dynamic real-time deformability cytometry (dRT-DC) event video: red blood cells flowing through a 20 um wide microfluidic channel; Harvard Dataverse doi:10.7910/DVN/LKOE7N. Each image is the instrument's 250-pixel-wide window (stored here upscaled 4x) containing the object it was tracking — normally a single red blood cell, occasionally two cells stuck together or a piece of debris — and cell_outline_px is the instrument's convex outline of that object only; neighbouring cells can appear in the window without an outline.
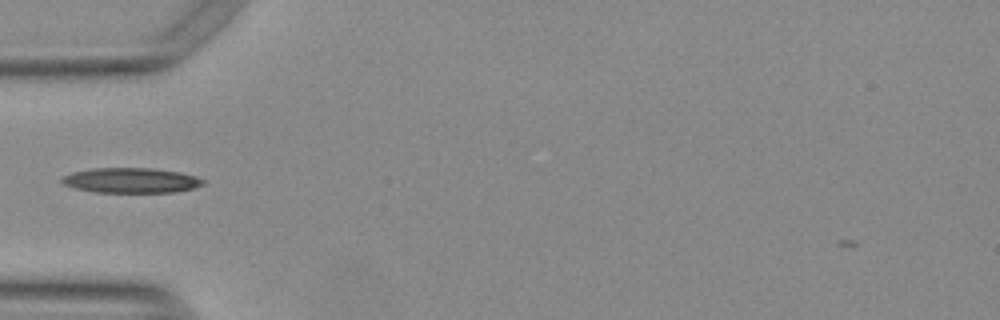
{"species": "Egyptian fruit bat (a non-hibernating species)", "species_latin": "Rousettus aegyptiacus", "temperature_condition": "warm", "stored_images_in_passage": 38, "camera_frame_rate_fps": 3000, "um_per_image_px": 0.085, "animal": {"sex": "female"}, "frame": {"image": 1, "passage_image": 1, "time_ms": 0.0, "image_size_px": [1000, 320], "cell_outline_px": [[204, 184], [192, 188], [176, 192], [96, 192], [76, 188], [64, 184], [60, 180], [64, 176], [72, 172], [92, 168], [152, 168], [180, 172], [196, 176], [204, 180]], "centroid_in_image_um": [11.15, 15.32], "position_along_channel_um": 73.8, "area_um2": 20.52}}
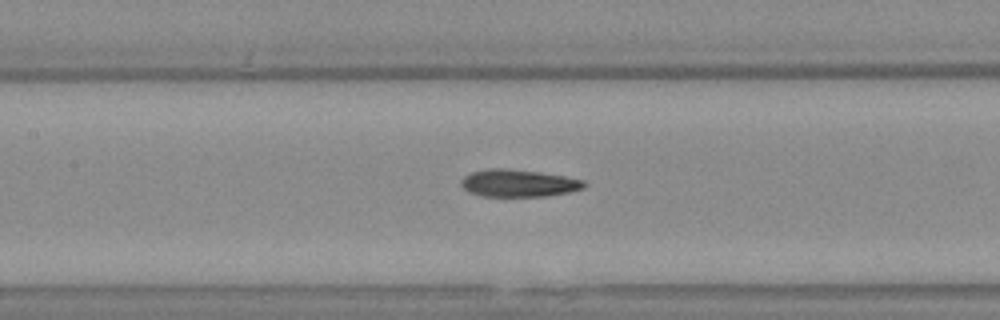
{"frame": {"image": 2, "passage_image": 8, "time_ms": 2.333, "image_size_px": [1000, 320], "cell_outline_px": [[588, 184], [584, 188], [568, 192], [548, 196], [480, 196], [468, 192], [460, 184], [460, 180], [464, 176], [472, 172], [488, 168], [508, 168], [540, 172], [564, 176], [584, 180]], "centroid_in_image_um": [44.06, 15.56], "position_along_channel_um": 163.3, "area_um2": 19.77}}
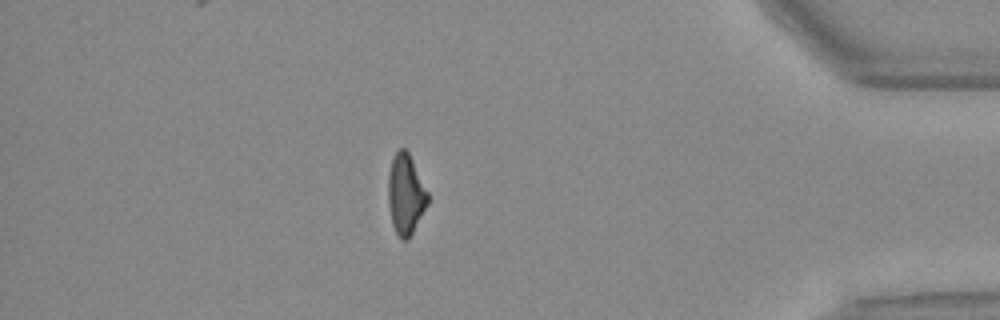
{"frame": {"image": 3, "passage_image": 30, "time_ms": 9.667, "image_size_px": [1000, 320], "cell_outline_px": [[428, 204], [408, 240], [400, 240], [392, 224], [388, 204], [388, 172], [392, 156], [400, 148], [404, 148], [408, 152], [428, 192]], "centroid_in_image_um": [34.46, 16.52], "position_along_channel_um": 400.7, "area_um2": 18.55}}